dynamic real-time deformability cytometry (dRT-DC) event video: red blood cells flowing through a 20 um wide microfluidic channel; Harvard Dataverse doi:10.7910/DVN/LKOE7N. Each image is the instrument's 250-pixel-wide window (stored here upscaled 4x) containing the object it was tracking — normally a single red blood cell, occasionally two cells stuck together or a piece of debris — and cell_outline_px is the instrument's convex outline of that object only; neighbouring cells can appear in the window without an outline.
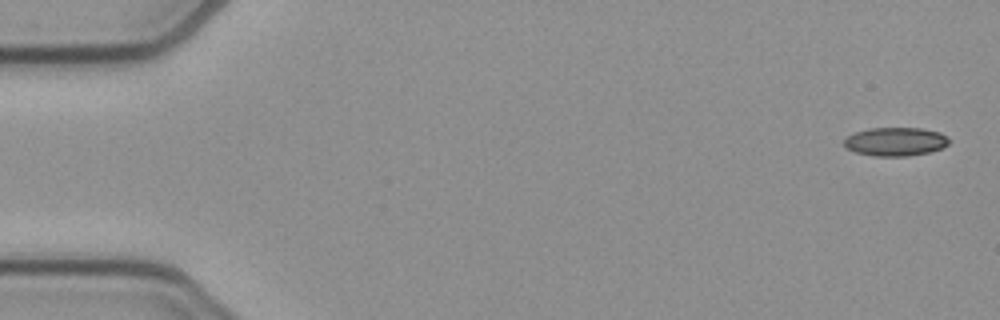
{"species": "common noctule bat (a hibernating species)", "species_latin": "Nyctalus noctula", "temperature_condition": "cold", "stored_images_in_passage": 52, "camera_frame_rate_fps": 3000, "um_per_image_px": 0.085, "animal": {"sex": "female", "body_mass_g": 21.9}, "frame": {"image": 1, "passage_image": 1, "time_ms": 0.0, "image_size_px": [1000, 320], "cell_outline_px": [[948, 144], [940, 148], [928, 152], [908, 156], [872, 156], [856, 152], [848, 148], [844, 144], [844, 140], [848, 136], [856, 132], [868, 128], [920, 128], [940, 132], [948, 136]], "centroid_in_image_um": [76.12, 12.03], "position_along_channel_um": 8.9, "area_um2": 17.34}}
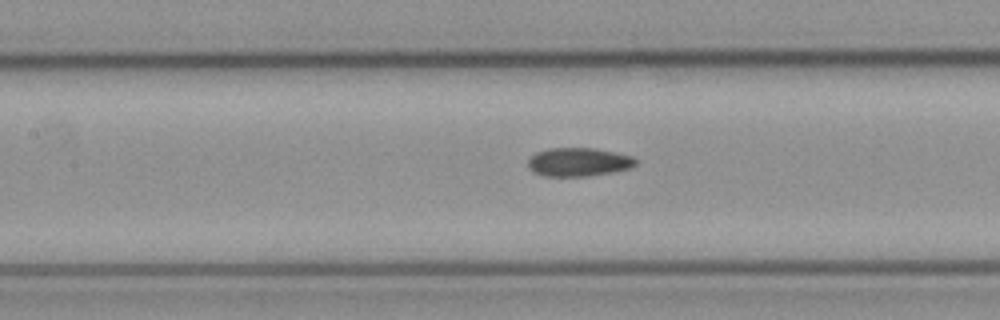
{"frame": {"image": 2, "passage_image": 23, "time_ms": 7.333, "image_size_px": [1000, 320], "cell_outline_px": [[636, 164], [632, 168], [612, 172], [588, 176], [544, 176], [532, 172], [528, 168], [528, 160], [536, 152], [548, 148], [592, 148], [616, 152], [632, 156], [636, 160]], "centroid_in_image_um": [49.17, 13.77], "position_along_channel_um": 158.2, "area_um2": 18.03}}
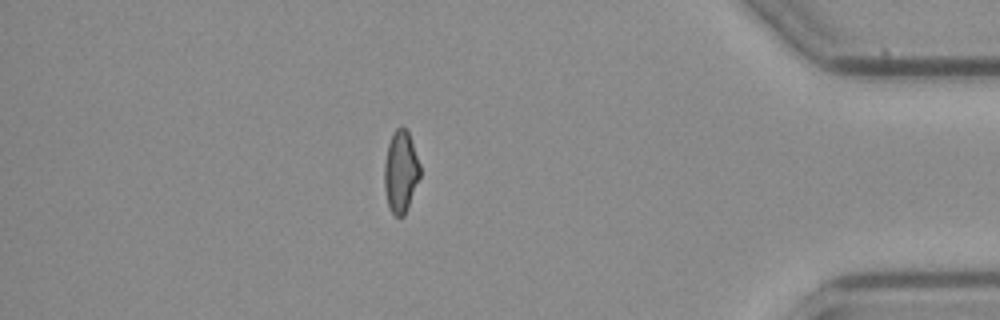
{"frame": {"image": 3, "passage_image": 45, "time_ms": 14.667, "image_size_px": [1000, 320], "cell_outline_px": [[420, 176], [404, 216], [396, 216], [388, 208], [384, 188], [384, 164], [388, 144], [396, 128], [408, 128], [420, 164]], "centroid_in_image_um": [34.06, 14.58], "position_along_channel_um": 401.1, "area_um2": 17.05}, "authors_computed_cell_mechanics": {"area_um2": 17.8602, "velocity_mm_per_s": 3.8817, "shape_relaxation_time_tau1_ms": null, "shape_relaxation_time_tau2_ms": 3.8386, "deformation_change_tau1": null, "deformation_change_tau2": 0.1018}}